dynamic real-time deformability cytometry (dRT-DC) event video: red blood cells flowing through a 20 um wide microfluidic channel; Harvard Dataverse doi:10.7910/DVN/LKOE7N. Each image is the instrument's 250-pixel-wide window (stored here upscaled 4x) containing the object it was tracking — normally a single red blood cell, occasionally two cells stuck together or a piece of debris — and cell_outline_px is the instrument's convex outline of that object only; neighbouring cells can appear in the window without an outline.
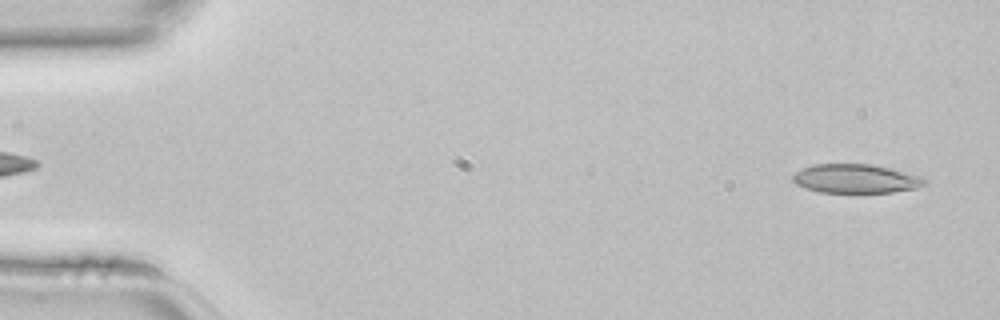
{"species": "common noctule bat (a hibernating species)", "species_latin": "Nyctalus noctula", "temperature_condition": "room temperature", "stored_images_in_passage": 44, "camera_frame_rate_fps": 3000, "um_per_image_px": 0.085, "animal": {"sex": "female", "body_mass_g": 22.7, "forearm_length_mm": 54.2}, "frame": {"image": 1, "passage_image": 2, "time_ms": 0.333, "image_size_px": [1000, 320], "cell_outline_px": [[928, 184], [916, 188], [892, 192], [820, 192], [804, 188], [796, 184], [792, 180], [792, 176], [796, 172], [804, 168], [816, 164], [872, 164], [920, 176]], "centroid_in_image_um": [72.72, 15.19], "position_along_channel_um": 12.3, "area_um2": 21.96}}
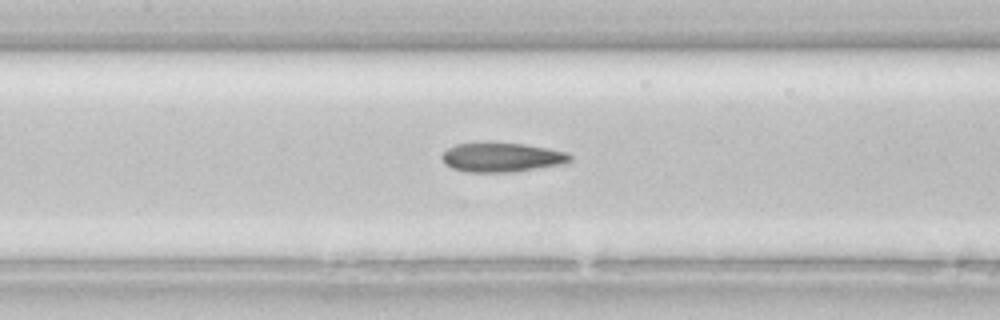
{"frame": {"image": 2, "passage_image": 20, "time_ms": 6.333, "image_size_px": [1000, 320], "cell_outline_px": [[572, 160], [564, 164], [512, 172], [468, 172], [452, 168], [444, 164], [440, 156], [448, 148], [456, 144], [484, 140], [488, 140], [524, 144], [548, 148], [568, 152], [572, 156]], "centroid_in_image_um": [42.63, 13.34], "position_along_channel_um": 164.8, "area_um2": 22.66}}
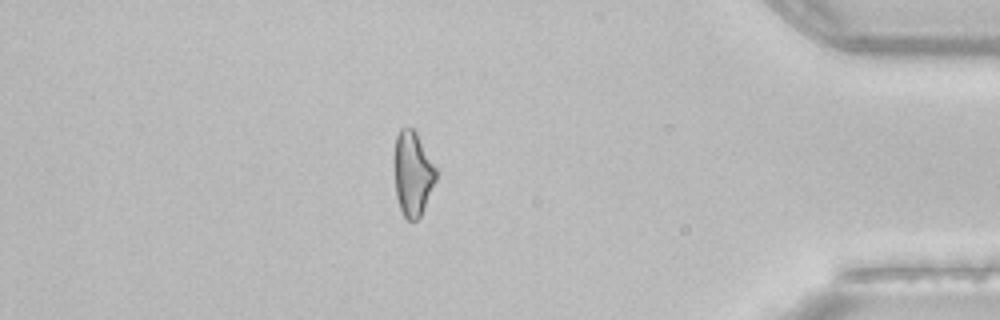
{"frame": {"image": 3, "passage_image": 38, "time_ms": 12.333, "image_size_px": [1000, 320], "cell_outline_px": [[436, 180], [420, 216], [416, 220], [408, 220], [404, 216], [400, 208], [396, 196], [392, 156], [396, 136], [400, 128], [412, 128], [416, 132], [436, 168]], "centroid_in_image_um": [35.03, 14.73], "position_along_channel_um": 400.2, "area_um2": 20.69}}